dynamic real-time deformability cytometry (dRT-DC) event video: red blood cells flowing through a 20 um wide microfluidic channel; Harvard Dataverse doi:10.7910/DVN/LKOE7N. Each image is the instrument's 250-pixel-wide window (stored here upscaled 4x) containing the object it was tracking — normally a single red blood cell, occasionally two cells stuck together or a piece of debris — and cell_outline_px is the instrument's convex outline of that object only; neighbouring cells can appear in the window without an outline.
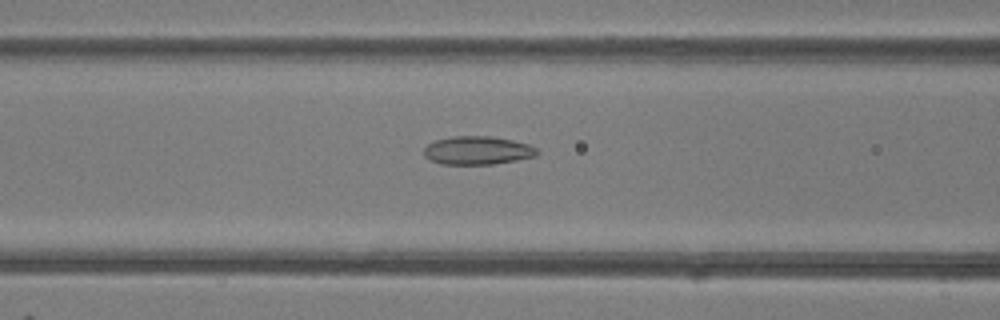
{"species": "common noctule bat (a hibernating species)", "species_latin": "Nyctalus noctula", "temperature_condition": "room temperature", "stored_images_in_passage": 39, "camera_frame_rate_fps": 3000, "um_per_image_px": 0.085, "animal": {"sex": "female"}, "frame": {"image": 1, "passage_image": 10, "time_ms": 3.0, "image_size_px": [1000, 320], "cell_outline_px": [[540, 152], [536, 156], [516, 160], [492, 164], [440, 164], [424, 156], [424, 148], [428, 144], [436, 140], [452, 136], [492, 136], [512, 140], [528, 144], [536, 148]], "centroid_in_image_um": [40.6, 12.78], "position_along_channel_um": 126.0, "area_um2": 18.67}}
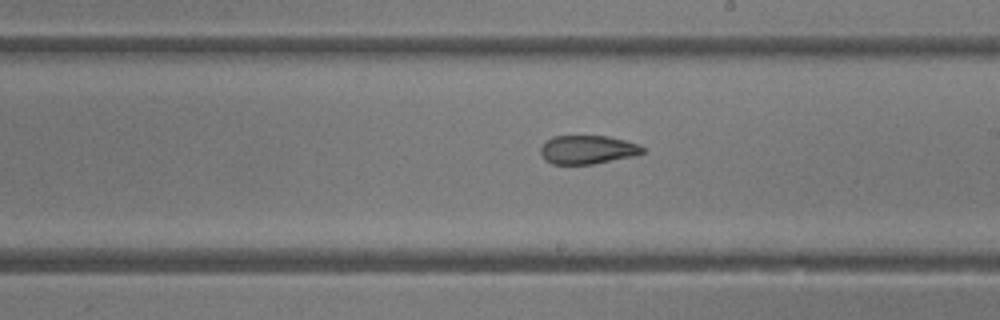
{"frame": {"image": 2, "passage_image": 18, "time_ms": 5.667, "image_size_px": [1000, 320], "cell_outline_px": [[644, 152], [632, 156], [592, 164], [552, 164], [544, 160], [540, 152], [540, 148], [544, 140], [552, 136], [608, 136], [640, 144], [644, 148]], "centroid_in_image_um": [49.89, 12.71], "position_along_channel_um": 239.1, "area_um2": 17.11}}
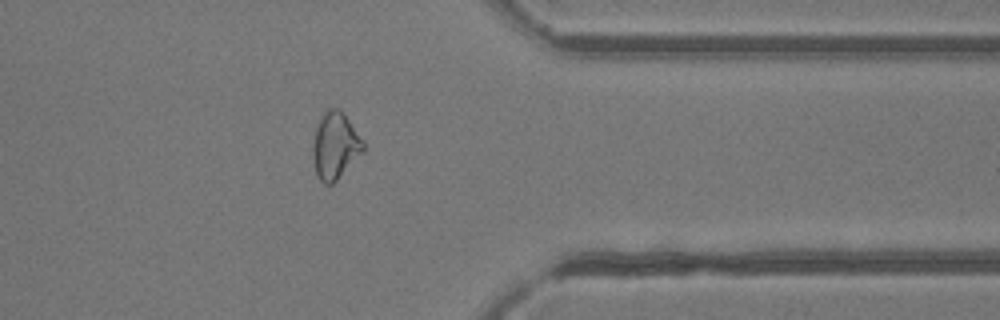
{"frame": {"image": 3, "passage_image": 29, "time_ms": 9.333, "image_size_px": [1000, 320], "cell_outline_px": [[364, 152], [332, 184], [324, 184], [316, 176], [312, 156], [312, 144], [316, 128], [324, 112], [328, 108], [340, 108], [364, 144]], "centroid_in_image_um": [28.46, 12.41], "position_along_channel_um": 382.9, "area_um2": 19.42}, "authors_computed_cell_mechanics": {"area_um2": 19.1318, "velocity_mm_per_s": 4.2471, "shape_relaxation_time_tau1_ms": null, "shape_relaxation_time_tau2_ms": 1.5628, "deformation_change_tau1": null, "deformation_change_tau2": 0.0756}}